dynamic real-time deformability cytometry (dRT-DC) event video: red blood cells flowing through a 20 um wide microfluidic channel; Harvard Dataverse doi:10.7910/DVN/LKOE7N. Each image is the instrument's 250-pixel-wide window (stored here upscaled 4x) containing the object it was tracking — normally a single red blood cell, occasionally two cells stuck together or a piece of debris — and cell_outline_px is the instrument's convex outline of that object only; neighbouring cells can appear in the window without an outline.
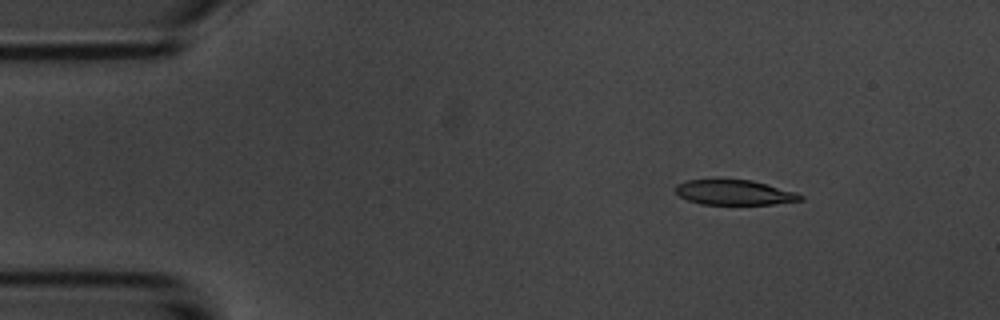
{"species": "common noctule bat (a hibernating species)", "species_latin": "Nyctalus noctula", "temperature_condition": "room temperature", "stored_images_in_passage": 6, "camera_frame_rate_fps": 3000, "um_per_image_px": 0.085, "animal": {"sex": "male", "body_mass_g": 20.1, "forearm_length_mm": 53.5}, "frame": {"image": 1, "passage_image": 2, "time_ms": 1.333, "image_size_px": [1000, 320], "cell_outline_px": [[804, 200], [776, 204], [700, 204], [688, 200], [680, 196], [676, 192], [676, 184], [688, 180], [716, 176], [752, 180], [796, 192], [804, 196]], "centroid_in_image_um": [62.39, 16.31], "position_along_channel_um": 22.6, "area_um2": 19.02}}
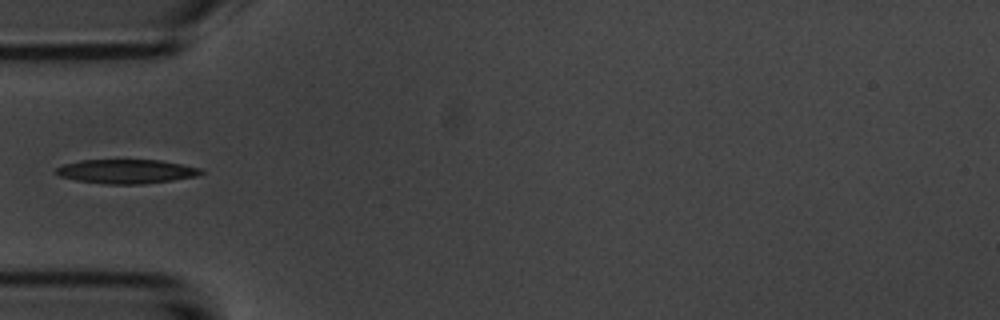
{"frame": {"image": 2, "passage_image": 5, "time_ms": 4.667, "image_size_px": [1000, 320], "cell_outline_px": [[204, 172], [196, 176], [172, 180], [140, 184], [108, 184], [76, 180], [60, 176], [56, 172], [56, 168], [64, 164], [80, 160], [160, 160], [200, 168]], "centroid_in_image_um": [10.73, 14.57], "position_along_channel_um": 74.3, "area_um2": 20.11}}